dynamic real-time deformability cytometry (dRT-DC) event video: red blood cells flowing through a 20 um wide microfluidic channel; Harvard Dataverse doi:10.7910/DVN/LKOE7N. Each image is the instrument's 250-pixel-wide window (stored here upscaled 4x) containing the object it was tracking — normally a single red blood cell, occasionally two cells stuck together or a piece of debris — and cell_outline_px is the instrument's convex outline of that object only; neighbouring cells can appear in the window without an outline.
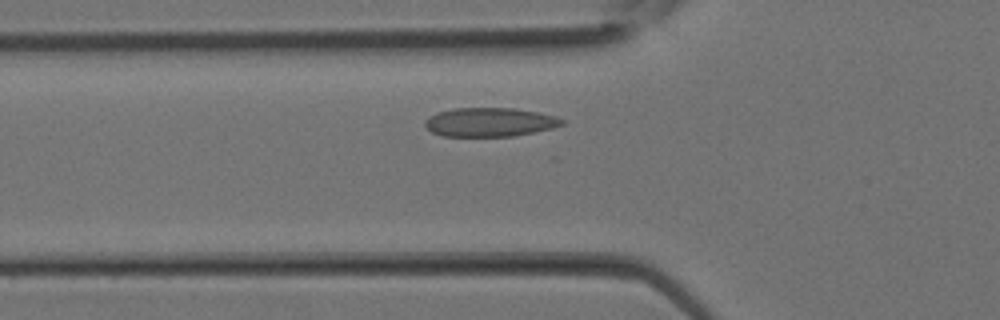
{"species": "Egyptian fruit bat (a non-hibernating species)", "species_latin": "Rousettus aegyptiacus", "temperature_condition": "room temperature", "stored_images_in_passage": 26, "camera_frame_rate_fps": 3000, "um_per_image_px": 0.085, "animal": {"sex": "female"}, "frame": {"image": 1, "passage_image": 5, "time_ms": 1.333, "image_size_px": [1000, 320], "cell_outline_px": [[564, 124], [552, 128], [512, 136], [440, 136], [432, 132], [424, 124], [424, 120], [428, 116], [436, 112], [452, 108], [516, 108], [556, 116], [564, 120]], "centroid_in_image_um": [41.58, 10.37], "position_along_channel_um": 84.2, "area_um2": 23.12}}
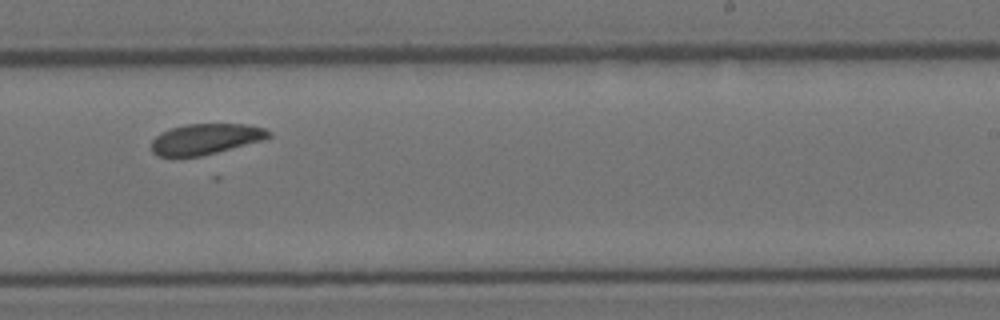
{"frame": {"image": 2, "passage_image": 14, "time_ms": 4.333, "image_size_px": [1000, 320], "cell_outline_px": [[272, 136], [264, 140], [200, 156], [156, 156], [152, 152], [152, 140], [160, 132], [172, 128], [188, 124], [248, 124], [268, 128], [272, 132]], "centroid_in_image_um": [17.53, 11.8], "position_along_channel_um": 271.5, "area_um2": 21.04}}
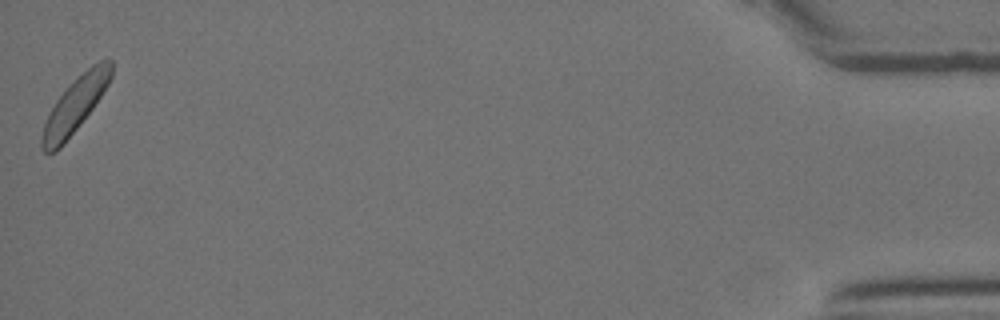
{"frame": {"image": 3, "passage_image": 26, "time_ms": 8.333, "image_size_px": [1000, 320], "cell_outline_px": [[112, 76], [108, 84], [92, 108], [64, 144], [56, 152], [44, 152], [40, 148], [40, 136], [44, 124], [56, 100], [72, 80], [92, 64], [100, 60], [112, 60]], "centroid_in_image_um": [6.35, 8.93], "position_along_channel_um": 428.8, "area_um2": 21.91}}